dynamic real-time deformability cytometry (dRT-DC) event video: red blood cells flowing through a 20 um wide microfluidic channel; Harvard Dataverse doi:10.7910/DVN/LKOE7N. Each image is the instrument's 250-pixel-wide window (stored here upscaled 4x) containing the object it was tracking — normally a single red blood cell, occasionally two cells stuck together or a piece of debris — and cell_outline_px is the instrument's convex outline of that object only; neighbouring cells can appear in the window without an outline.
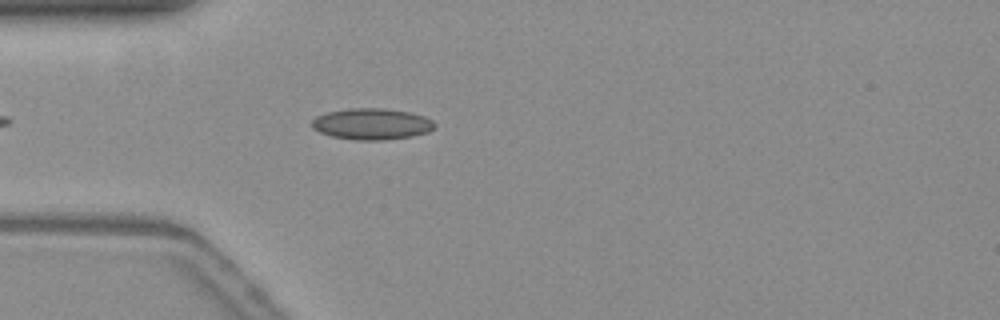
{"species": "common noctule bat (a hibernating species)", "species_latin": "Nyctalus noctula", "temperature_condition": "warm", "stored_images_in_passage": 10, "camera_frame_rate_fps": 3000, "um_per_image_px": 0.085, "animal": {"sex": "female", "body_mass_g": 19.3, "forearm_length_mm": 54.1}, "frame": {"image": 1, "passage_image": 6, "time_ms": 1.667, "image_size_px": [1000, 320], "cell_outline_px": [[436, 124], [428, 132], [412, 136], [384, 140], [352, 140], [332, 136], [320, 132], [312, 128], [312, 120], [316, 116], [328, 112], [348, 108], [384, 108], [408, 112], [424, 116], [432, 120]], "centroid_in_image_um": [31.59, 10.54], "position_along_channel_um": 53.4, "area_um2": 22.37}}